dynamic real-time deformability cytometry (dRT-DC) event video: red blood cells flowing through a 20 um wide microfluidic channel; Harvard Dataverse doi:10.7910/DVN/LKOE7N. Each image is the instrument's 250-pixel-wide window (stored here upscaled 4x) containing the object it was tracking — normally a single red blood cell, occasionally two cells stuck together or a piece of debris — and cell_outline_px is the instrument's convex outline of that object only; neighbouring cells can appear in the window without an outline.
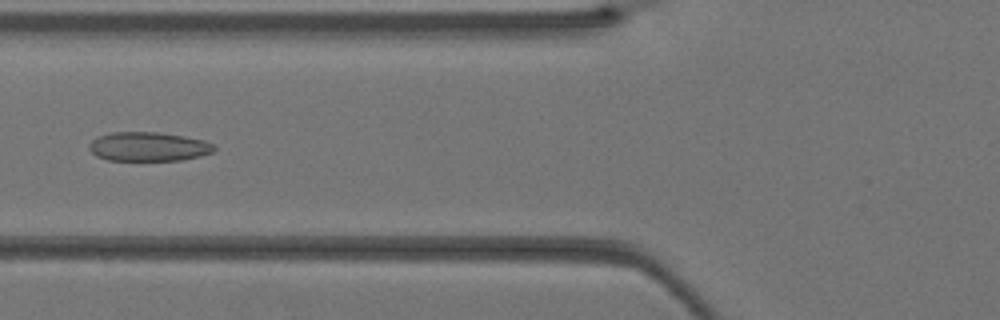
{"species": "Egyptian fruit bat (a non-hibernating species)", "species_latin": "Rousettus aegyptiacus", "temperature_condition": "warm", "stored_images_in_passage": 40, "camera_frame_rate_fps": 3000, "um_per_image_px": 0.085, "animal": {"sex": "female"}, "frame": {"image": 1, "passage_image": 16, "time_ms": 5.0, "image_size_px": [1000, 320], "cell_outline_px": [[216, 148], [212, 152], [200, 156], [180, 160], [108, 160], [96, 156], [88, 148], [88, 144], [92, 140], [100, 136], [112, 132], [160, 132], [184, 136], [204, 140], [212, 144]], "centroid_in_image_um": [12.6, 12.46], "position_along_channel_um": 113.2, "area_um2": 21.15}}
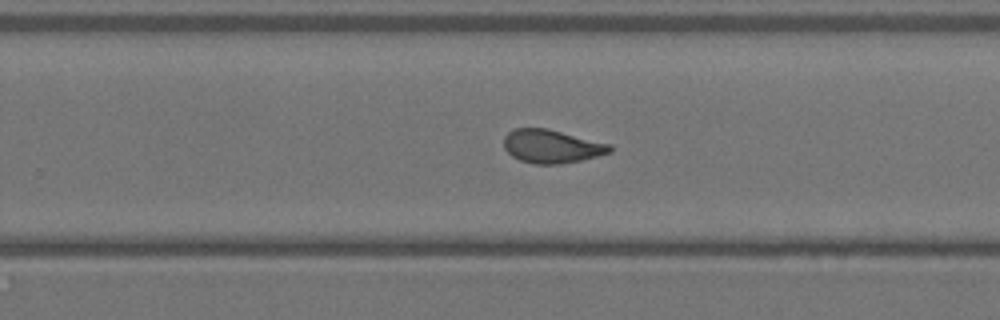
{"frame": {"image": 2, "passage_image": 26, "time_ms": 8.333, "image_size_px": [1000, 320], "cell_outline_px": [[612, 152], [580, 160], [560, 164], [532, 164], [520, 160], [512, 156], [504, 148], [504, 136], [508, 132], [516, 128], [548, 128], [612, 144]], "centroid_in_image_um": [46.9, 12.43], "position_along_channel_um": 282.9, "area_um2": 20.75}}
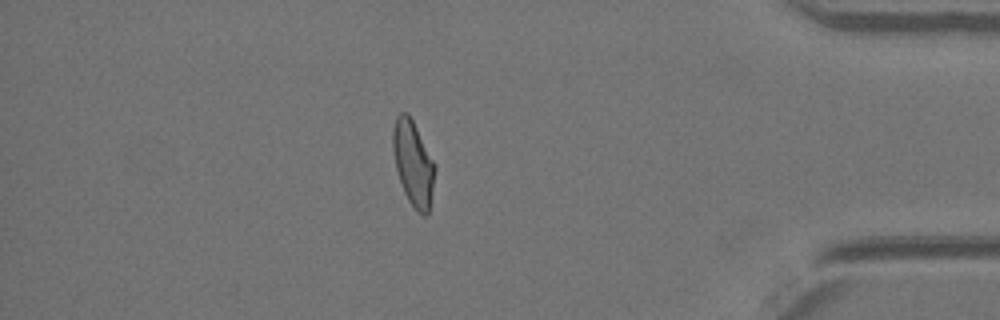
{"frame": {"image": 3, "passage_image": 35, "time_ms": 11.333, "image_size_px": [1000, 320], "cell_outline_px": [[436, 168], [432, 192], [428, 212], [424, 216], [416, 212], [408, 200], [404, 192], [396, 168], [392, 148], [392, 132], [396, 116], [400, 112], [408, 112], [436, 164]], "centroid_in_image_um": [35.12, 13.86], "position_along_channel_um": 400.1, "area_um2": 20.87}}